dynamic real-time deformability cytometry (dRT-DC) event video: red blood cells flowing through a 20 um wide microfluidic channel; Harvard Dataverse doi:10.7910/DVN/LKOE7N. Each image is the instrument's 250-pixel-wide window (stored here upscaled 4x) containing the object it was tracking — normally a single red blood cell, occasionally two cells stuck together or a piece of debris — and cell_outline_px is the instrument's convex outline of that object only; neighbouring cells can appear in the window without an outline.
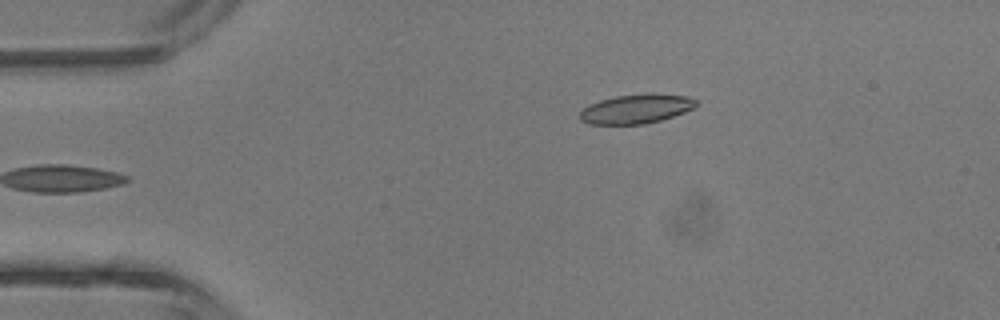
{"species": "common noctule bat (a hibernating species)", "species_latin": "Nyctalus noctula", "temperature_condition": "room temperature", "stored_images_in_passage": 3, "camera_frame_rate_fps": 3000, "um_per_image_px": 0.085, "animal": {"sex": "male", "body_mass_g": 13.3}, "frame": {"image": 1, "passage_image": 3, "time_ms": 3.0, "image_size_px": [1000, 320], "cell_outline_px": [[700, 104], [696, 108], [660, 120], [644, 124], [588, 124], [580, 120], [580, 112], [588, 104], [600, 100], [616, 96], [688, 96], [696, 100]], "centroid_in_image_um": [54.04, 9.3], "position_along_channel_um": 31.0, "area_um2": 19.07}}